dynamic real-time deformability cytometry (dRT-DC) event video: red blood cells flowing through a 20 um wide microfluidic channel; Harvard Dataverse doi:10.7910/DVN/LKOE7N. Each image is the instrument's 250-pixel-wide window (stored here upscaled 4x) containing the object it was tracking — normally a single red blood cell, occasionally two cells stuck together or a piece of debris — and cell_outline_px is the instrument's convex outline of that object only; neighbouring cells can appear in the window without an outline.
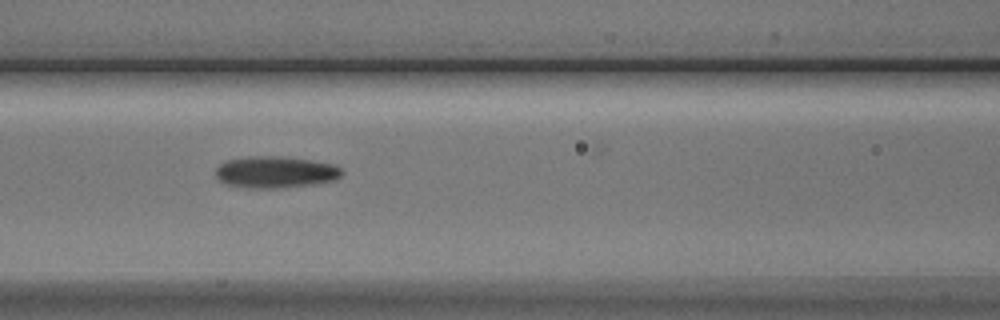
{"species": "Egyptian fruit bat (a non-hibernating species)", "species_latin": "Rousettus aegyptiacus", "temperature_condition": "cold", "stored_images_in_passage": 11, "camera_frame_rate_fps": 3000, "um_per_image_px": 0.085, "animal": {"sex": "male"}, "frame": {"image": 1, "passage_image": 7, "time_ms": 7.667, "image_size_px": [1000, 320], "cell_outline_px": [[344, 172], [336, 180], [316, 184], [280, 188], [248, 188], [224, 184], [216, 176], [216, 168], [220, 164], [228, 160], [256, 156], [280, 156], [312, 160], [336, 164]], "centroid_in_image_um": [23.46, 14.64], "position_along_channel_um": 143.1, "area_um2": 23.47}}
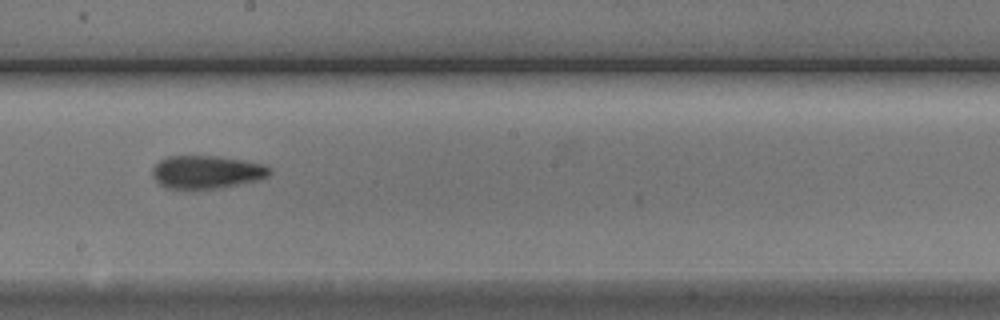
{"frame": {"image": 2, "passage_image": 9, "time_ms": 10.0, "image_size_px": [1000, 320], "cell_outline_px": [[272, 172], [268, 176], [256, 180], [220, 188], [196, 192], [188, 192], [164, 188], [152, 176], [152, 168], [160, 160], [168, 156], [216, 156], [264, 164], [272, 168]], "centroid_in_image_um": [17.51, 14.67], "position_along_channel_um": 230.7, "area_um2": 23.29}}
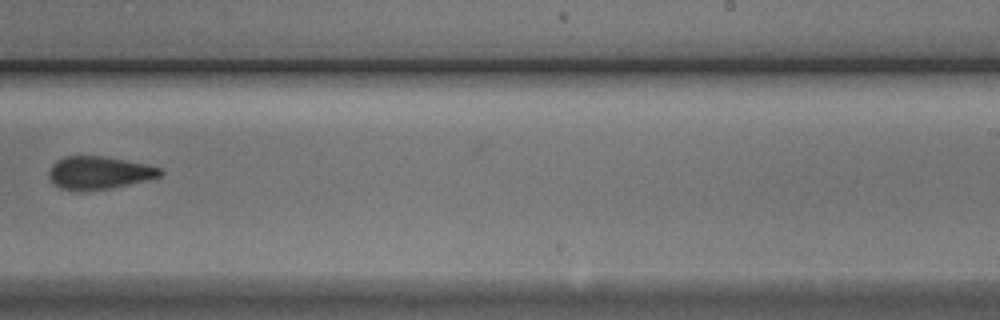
{"frame": {"image": 3, "passage_image": 10, "time_ms": 11.333, "image_size_px": [1000, 320], "cell_outline_px": [[164, 172], [160, 176], [128, 184], [108, 188], [80, 192], [60, 188], [48, 176], [48, 172], [52, 164], [56, 160], [64, 156], [104, 156], [148, 164], [160, 168]], "centroid_in_image_um": [8.39, 14.67], "position_along_channel_um": 280.6, "area_um2": 21.27}}